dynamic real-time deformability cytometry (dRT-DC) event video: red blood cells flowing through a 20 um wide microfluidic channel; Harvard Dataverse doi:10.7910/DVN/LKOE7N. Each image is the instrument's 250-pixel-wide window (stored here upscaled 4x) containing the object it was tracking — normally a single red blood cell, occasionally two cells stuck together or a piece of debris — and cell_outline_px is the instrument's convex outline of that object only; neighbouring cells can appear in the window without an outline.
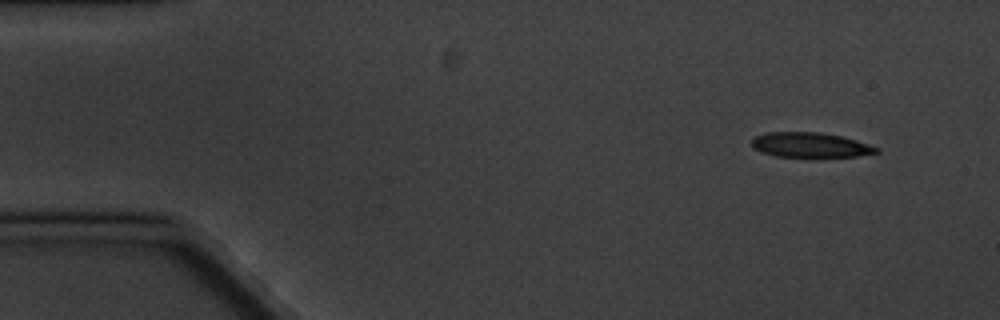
{"species": "common noctule bat (a hibernating species)", "species_latin": "Nyctalus noctula", "temperature_condition": "cold", "stored_images_in_passage": 6, "camera_frame_rate_fps": 3000, "um_per_image_px": 0.085, "animal": {"sex": "male", "body_mass_g": 20.1, "forearm_length_mm": 53.5}, "frame": {"image": 1, "passage_image": 1, "time_ms": 0.0, "image_size_px": [1000, 320], "cell_outline_px": [[880, 152], [856, 156], [808, 160], [776, 156], [752, 148], [752, 140], [756, 136], [768, 132], [820, 132], [844, 136], [880, 148]], "centroid_in_image_um": [68.92, 12.37], "position_along_channel_um": 16.1, "area_um2": 19.02}}
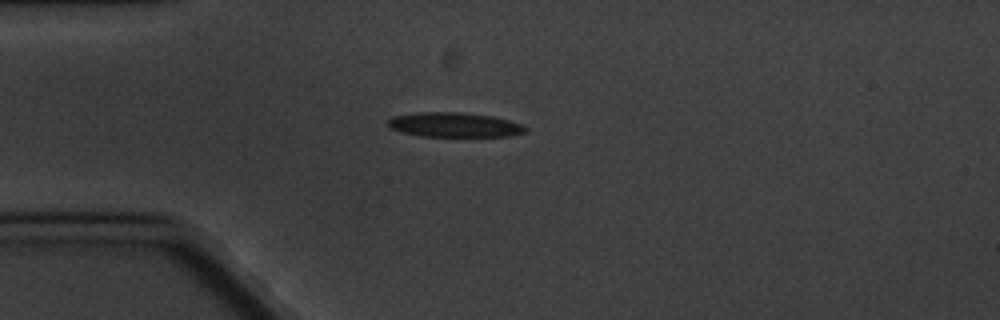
{"frame": {"image": 2, "passage_image": 4, "time_ms": 3.333, "image_size_px": [1000, 320], "cell_outline_px": [[528, 128], [524, 132], [508, 136], [420, 136], [400, 132], [388, 128], [388, 120], [392, 116], [420, 112], [460, 112], [492, 116], [508, 120], [520, 124]], "centroid_in_image_um": [38.56, 10.61], "position_along_channel_um": 46.4, "area_um2": 19.65}}